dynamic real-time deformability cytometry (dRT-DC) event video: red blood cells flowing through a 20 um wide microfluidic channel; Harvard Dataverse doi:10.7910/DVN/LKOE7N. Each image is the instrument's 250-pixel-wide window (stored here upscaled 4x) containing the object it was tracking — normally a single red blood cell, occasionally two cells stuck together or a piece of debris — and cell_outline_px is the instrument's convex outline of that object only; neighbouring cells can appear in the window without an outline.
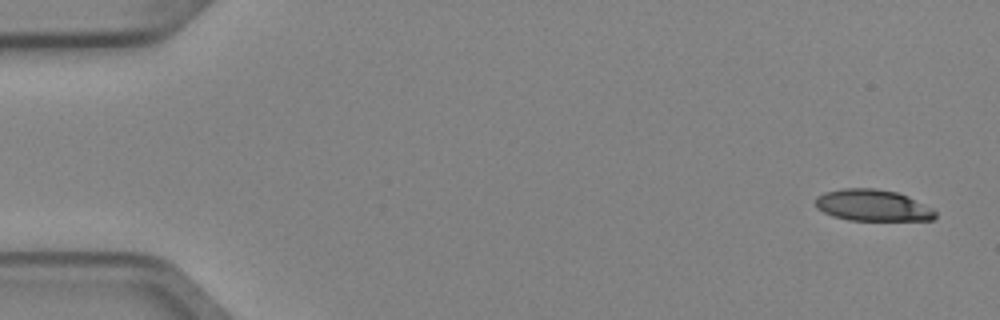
{"species": "Egyptian fruit bat (a non-hibernating species)", "species_latin": "Rousettus aegyptiacus", "temperature_condition": "cold", "stored_images_in_passage": 5, "camera_frame_rate_fps": 3000, "um_per_image_px": 0.085, "animal": {"sex": "female"}, "frame": {"image": 1, "passage_image": 1, "time_ms": 0.0, "image_size_px": [1000, 320], "cell_outline_px": [[936, 216], [932, 220], [848, 220], [832, 216], [816, 208], [816, 196], [824, 192], [844, 188], [876, 188], [896, 192], [908, 196], [932, 208], [936, 212]], "centroid_in_image_um": [74.16, 17.45], "position_along_channel_um": 10.8, "area_um2": 22.02}}
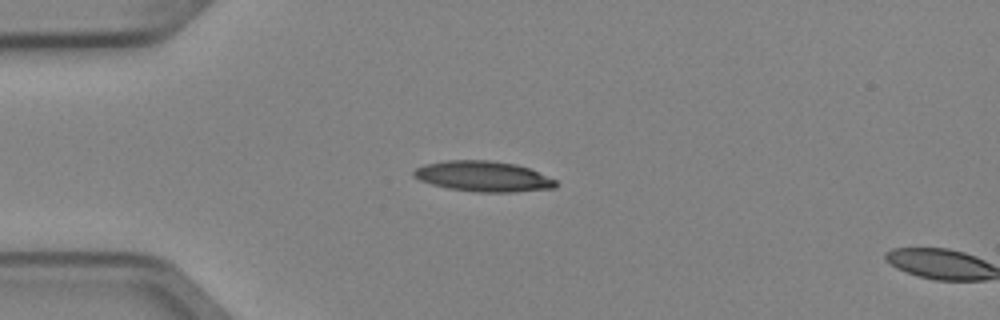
{"frame": {"image": 2, "passage_image": 4, "time_ms": 1.0, "image_size_px": [1000, 320], "cell_outline_px": [[556, 188], [516, 192], [480, 192], [448, 188], [432, 184], [420, 180], [412, 176], [412, 172], [416, 168], [424, 164], [444, 160], [488, 160], [516, 164], [528, 168], [556, 180]], "centroid_in_image_um": [41.05, 14.99], "position_along_channel_um": 43.9, "area_um2": 25.2}}